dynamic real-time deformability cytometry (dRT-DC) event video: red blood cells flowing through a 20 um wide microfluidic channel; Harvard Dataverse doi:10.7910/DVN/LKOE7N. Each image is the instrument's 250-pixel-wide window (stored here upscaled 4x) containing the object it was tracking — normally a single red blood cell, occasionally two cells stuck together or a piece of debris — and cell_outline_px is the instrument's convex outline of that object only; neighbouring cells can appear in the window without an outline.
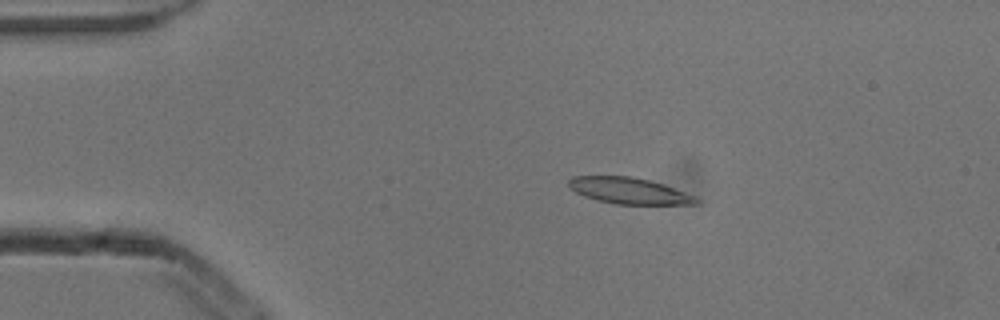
{"species": "common noctule bat (a hibernating species)", "species_latin": "Nyctalus noctula", "temperature_condition": "cold", "stored_images_in_passage": 4, "camera_frame_rate_fps": 3000, "um_per_image_px": 0.085, "animal": {"sex": "male", "body_mass_g": 13.3}, "frame": {"image": 1, "passage_image": 2, "time_ms": 0.333, "image_size_px": [1000, 320], "cell_outline_px": [[700, 204], [616, 204], [596, 200], [584, 196], [576, 192], [568, 184], [568, 180], [572, 176], [632, 176], [648, 180], [672, 188], [692, 196], [700, 200]], "centroid_in_image_um": [53.41, 16.21], "position_along_channel_um": 31.6, "area_um2": 19.13}}
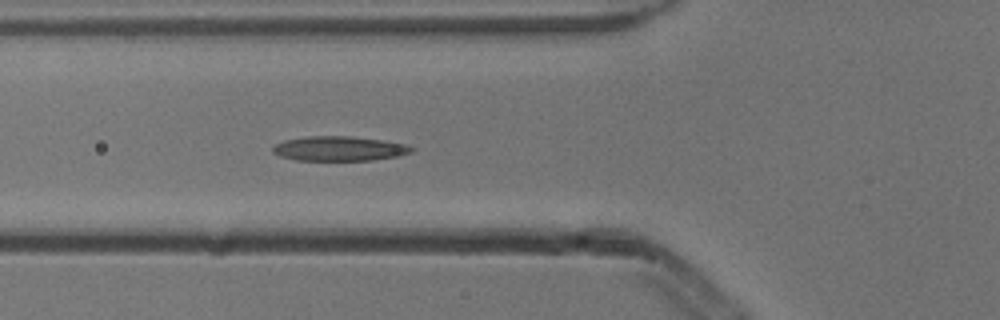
{"frame": {"image": 2, "passage_image": 4, "time_ms": 1.0, "image_size_px": [1000, 320], "cell_outline_px": [[416, 148], [412, 152], [400, 156], [372, 160], [296, 160], [280, 156], [272, 152], [272, 148], [276, 144], [284, 140], [308, 136], [352, 136], [384, 140], [404, 144]], "centroid_in_image_um": [28.86, 12.63], "position_along_channel_um": 96.9, "area_um2": 20.0}}